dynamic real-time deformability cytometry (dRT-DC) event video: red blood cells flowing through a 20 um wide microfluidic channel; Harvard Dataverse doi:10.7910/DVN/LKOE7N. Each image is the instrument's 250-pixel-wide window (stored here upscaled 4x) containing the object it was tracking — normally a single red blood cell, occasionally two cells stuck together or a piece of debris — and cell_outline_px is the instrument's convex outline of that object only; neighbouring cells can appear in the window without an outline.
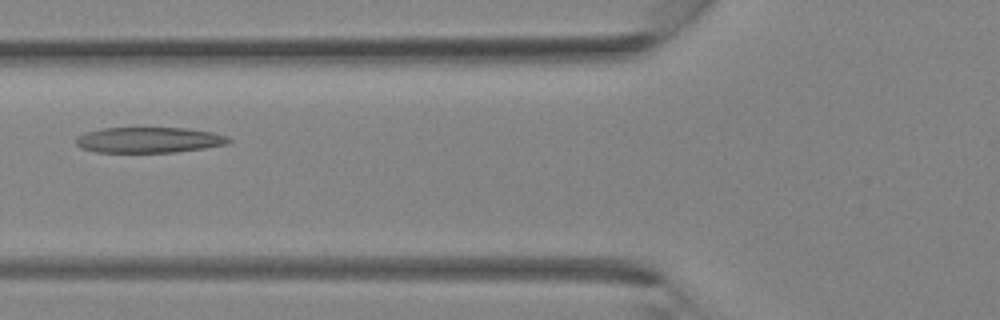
{"species": "Egyptian fruit bat (a non-hibernating species)", "species_latin": "Rousettus aegyptiacus", "temperature_condition": "room temperature", "stored_images_in_passage": 26, "camera_frame_rate_fps": 3000, "um_per_image_px": 0.085, "animal": {"sex": "female"}, "frame": {"image": 1, "passage_image": 4, "time_ms": 1.0, "image_size_px": [1000, 320], "cell_outline_px": [[232, 140], [228, 144], [204, 148], [176, 152], [96, 152], [80, 148], [76, 144], [76, 136], [88, 132], [104, 128], [184, 128], [212, 132], [228, 136]], "centroid_in_image_um": [12.67, 11.9], "position_along_channel_um": 113.1, "area_um2": 22.77}}
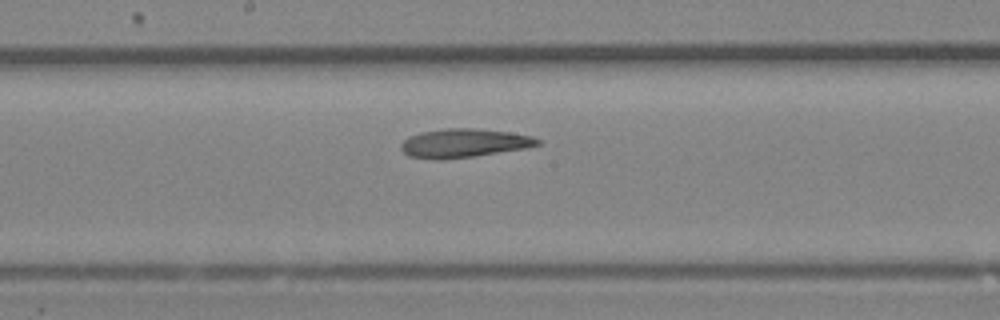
{"frame": {"image": 2, "passage_image": 9, "time_ms": 2.667, "image_size_px": [1000, 320], "cell_outline_px": [[540, 144], [528, 148], [472, 156], [440, 160], [432, 160], [408, 156], [400, 148], [400, 144], [408, 136], [420, 132], [444, 128], [472, 128], [512, 132], [532, 136], [540, 140]], "centroid_in_image_um": [39.41, 12.16], "position_along_channel_um": 208.8, "area_um2": 23.06}}
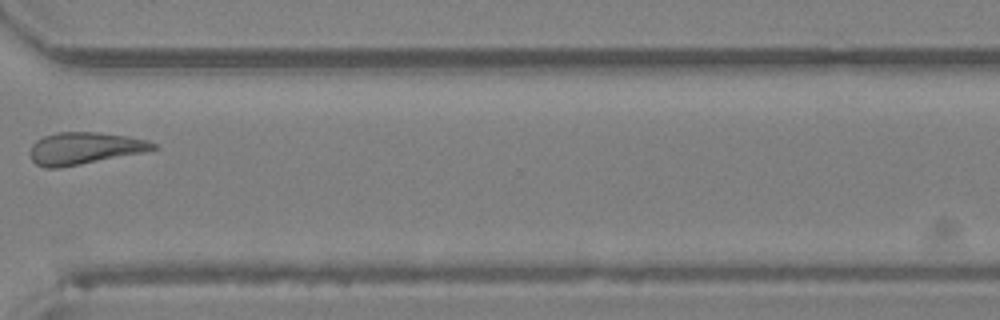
{"frame": {"image": 3, "passage_image": 17, "time_ms": 5.333, "image_size_px": [1000, 320], "cell_outline_px": [[156, 148], [144, 152], [60, 168], [44, 168], [36, 164], [32, 160], [32, 144], [36, 140], [44, 136], [56, 132], [96, 132], [128, 136], [148, 140], [156, 144]], "centroid_in_image_um": [7.18, 12.6], "position_along_channel_um": 363.4, "area_um2": 22.83}}